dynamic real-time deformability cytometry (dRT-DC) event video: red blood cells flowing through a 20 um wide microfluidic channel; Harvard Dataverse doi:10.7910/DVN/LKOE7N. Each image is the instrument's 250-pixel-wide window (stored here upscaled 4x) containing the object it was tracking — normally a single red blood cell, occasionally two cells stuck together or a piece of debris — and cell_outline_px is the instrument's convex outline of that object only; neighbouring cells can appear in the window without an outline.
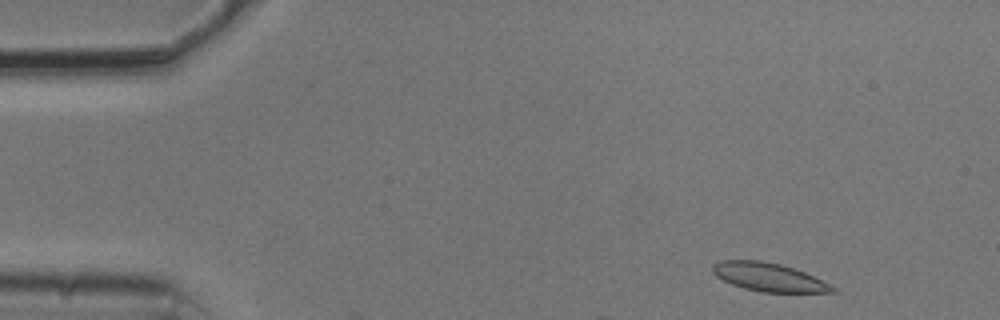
{"species": "common noctule bat (a hibernating species)", "species_latin": "Nyctalus noctula", "temperature_condition": "cold", "stored_images_in_passage": 9, "camera_frame_rate_fps": 3000, "um_per_image_px": 0.085, "animal": {"sex": "male", "body_mass_g": 20.5, "forearm_length_mm": 52.5}, "frame": {"image": 1, "passage_image": 3, "time_ms": 0.667, "image_size_px": [1000, 320], "cell_outline_px": [[840, 292], [760, 292], [744, 288], [732, 284], [716, 276], [712, 272], [712, 264], [720, 260], [760, 260], [780, 264], [804, 272], [836, 288]], "centroid_in_image_um": [65.3, 23.55], "position_along_channel_um": 19.7, "area_um2": 19.65}}